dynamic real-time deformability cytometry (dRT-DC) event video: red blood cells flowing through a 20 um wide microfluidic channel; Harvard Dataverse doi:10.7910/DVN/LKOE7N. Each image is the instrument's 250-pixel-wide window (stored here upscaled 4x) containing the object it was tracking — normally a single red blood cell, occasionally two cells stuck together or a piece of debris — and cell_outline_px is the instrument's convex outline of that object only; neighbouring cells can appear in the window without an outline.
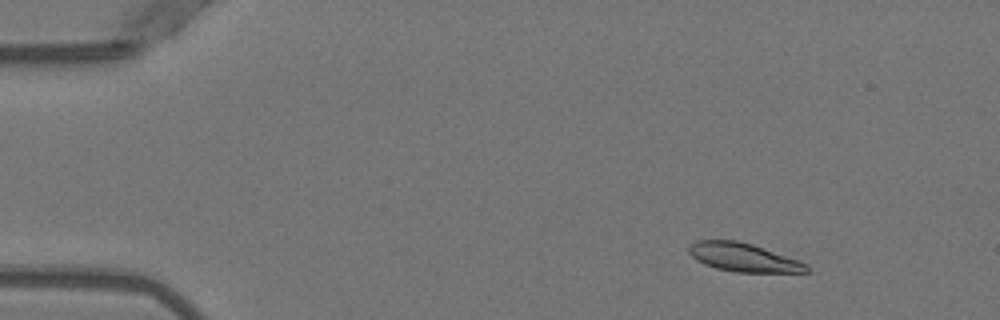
{"species": "Egyptian fruit bat (a non-hibernating species)", "species_latin": "Rousettus aegyptiacus", "temperature_condition": "warm", "stored_images_in_passage": 16, "camera_frame_rate_fps": 3000, "um_per_image_px": 0.085, "animal": {"sex": "female"}, "frame": {"image": 1, "passage_image": 7, "time_ms": 2.0, "image_size_px": [1000, 320], "cell_outline_px": [[812, 268], [808, 272], [736, 272], [716, 268], [704, 264], [696, 260], [688, 252], [688, 248], [696, 240], [736, 240], [752, 244], [808, 264]], "centroid_in_image_um": [63.18, 21.88], "position_along_channel_um": 21.8, "area_um2": 19.42}}
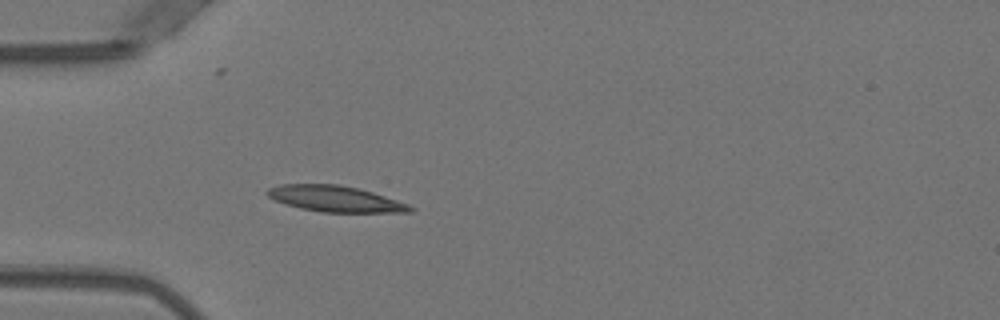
{"frame": {"image": 2, "passage_image": 16, "time_ms": 5.0, "image_size_px": [1000, 320], "cell_outline_px": [[416, 208], [412, 212], [320, 212], [300, 208], [276, 200], [268, 196], [264, 192], [268, 188], [280, 184], [340, 184], [360, 188], [408, 204]], "centroid_in_image_um": [28.5, 16.89], "position_along_channel_um": 56.5, "area_um2": 21.62}}